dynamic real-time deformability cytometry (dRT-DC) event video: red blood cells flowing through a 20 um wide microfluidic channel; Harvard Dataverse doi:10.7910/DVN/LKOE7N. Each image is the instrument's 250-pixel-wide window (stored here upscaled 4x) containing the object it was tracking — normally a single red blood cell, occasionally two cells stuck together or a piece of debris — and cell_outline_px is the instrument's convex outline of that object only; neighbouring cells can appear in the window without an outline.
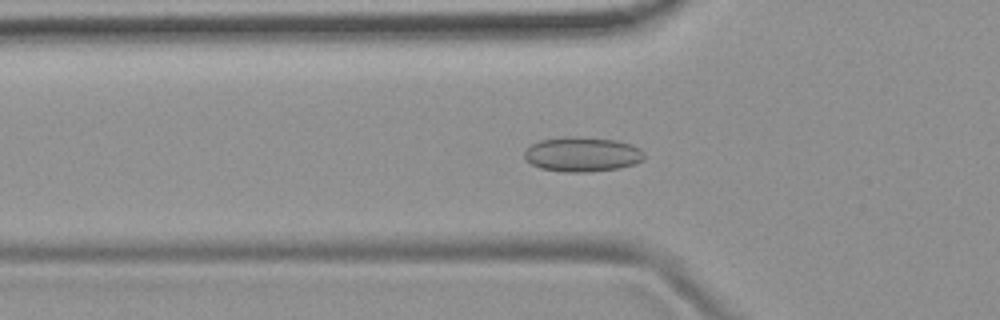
{"species": "common noctule bat (a hibernating species)", "species_latin": "Nyctalus noctula", "temperature_condition": "room temperature", "stored_images_in_passage": 53, "camera_frame_rate_fps": 3000, "um_per_image_px": 0.085, "animal": {"sex": "female", "body_mass_g": 19.9}, "frame": {"image": 1, "passage_image": 18, "time_ms": 5.667, "image_size_px": [1000, 320], "cell_outline_px": [[644, 160], [636, 164], [620, 168], [588, 172], [564, 172], [540, 168], [532, 164], [524, 156], [524, 152], [532, 144], [540, 140], [568, 136], [580, 136], [616, 140], [632, 144], [640, 148], [644, 152]], "centroid_in_image_um": [49.54, 13.11], "position_along_channel_um": 76.3, "area_um2": 24.45}}
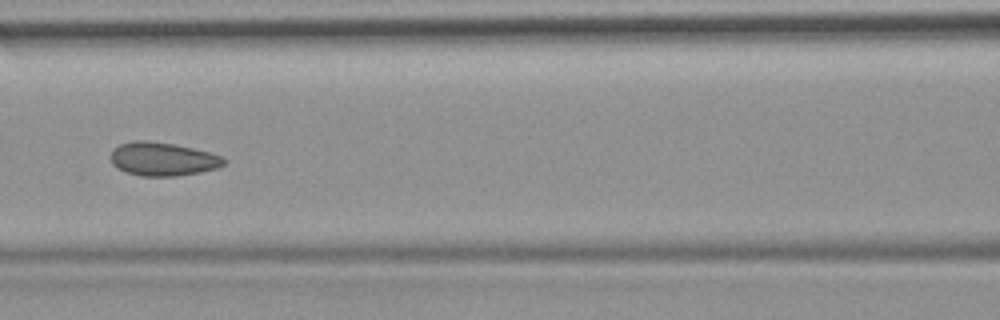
{"frame": {"image": 2, "passage_image": 24, "time_ms": 7.667, "image_size_px": [1000, 320], "cell_outline_px": [[228, 160], [224, 164], [216, 168], [200, 172], [176, 176], [140, 176], [124, 172], [116, 168], [112, 164], [108, 156], [112, 148], [120, 144], [136, 140], [144, 140], [176, 144], [224, 156]], "centroid_in_image_um": [13.79, 13.52], "position_along_channel_um": 152.8, "area_um2": 22.48}}
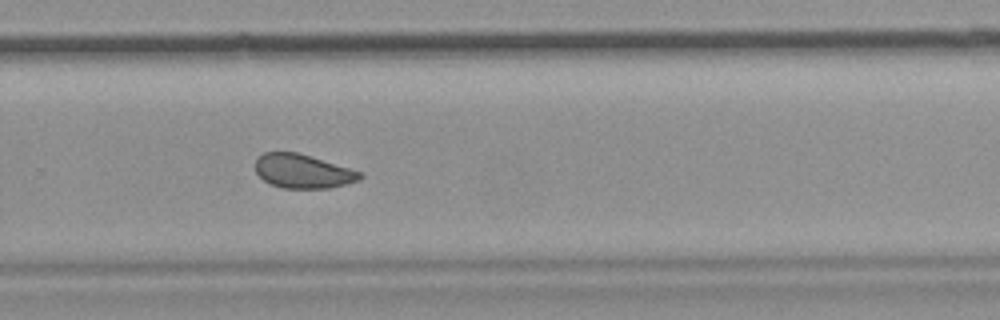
{"frame": {"image": 3, "passage_image": 36, "time_ms": 11.667, "image_size_px": [1000, 320], "cell_outline_px": [[364, 176], [360, 180], [328, 188], [284, 188], [272, 184], [264, 180], [256, 172], [256, 156], [264, 152], [296, 152], [364, 172]], "centroid_in_image_um": [25.76, 14.55], "position_along_channel_um": 304.0, "area_um2": 20.63}, "authors_computed_cell_mechanics": {"area_um2": 22.253, "velocity_mm_per_s": 3.795, "shape_relaxation_time_tau1_ms": null, "shape_relaxation_time_tau2_ms": 1.5602, "deformation_change_tau1": null, "deformation_change_tau2": 0.0725}}